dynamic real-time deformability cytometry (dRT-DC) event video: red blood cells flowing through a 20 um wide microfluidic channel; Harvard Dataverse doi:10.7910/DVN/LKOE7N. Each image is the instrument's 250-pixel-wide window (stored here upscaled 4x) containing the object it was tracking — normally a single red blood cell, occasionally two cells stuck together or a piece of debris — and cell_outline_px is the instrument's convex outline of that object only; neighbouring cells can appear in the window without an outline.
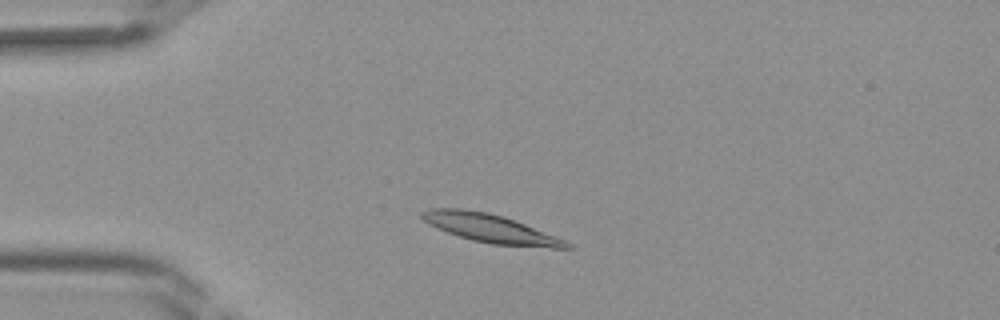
{"species": "Egyptian fruit bat (a non-hibernating species)", "species_latin": "Rousettus aegyptiacus", "temperature_condition": "room temperature", "stored_images_in_passage": 29, "camera_frame_rate_fps": 3000, "um_per_image_px": 0.085, "frame": {"image": 1, "passage_image": 5, "time_ms": 1.333, "image_size_px": [1000, 320], "cell_outline_px": [[572, 248], [552, 248], [492, 244], [472, 240], [436, 228], [428, 224], [420, 216], [420, 212], [432, 208], [464, 208], [488, 212], [504, 216], [556, 236], [572, 244]], "centroid_in_image_um": [41.67, 19.4], "position_along_channel_um": 43.3, "area_um2": 23.99}}
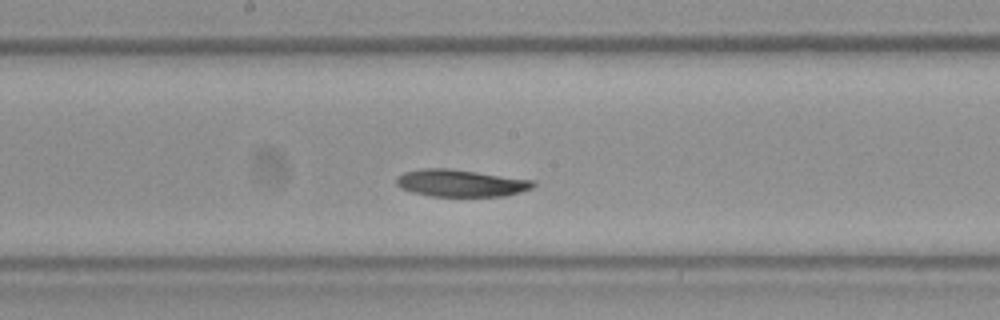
{"frame": {"image": 2, "passage_image": 17, "time_ms": 5.333, "image_size_px": [1000, 320], "cell_outline_px": [[536, 184], [532, 188], [520, 192], [504, 196], [432, 196], [412, 192], [400, 188], [396, 184], [396, 176], [404, 172], [424, 168], [448, 168], [532, 180]], "centroid_in_image_um": [39.12, 15.56], "position_along_channel_um": 209.1, "area_um2": 21.5}}
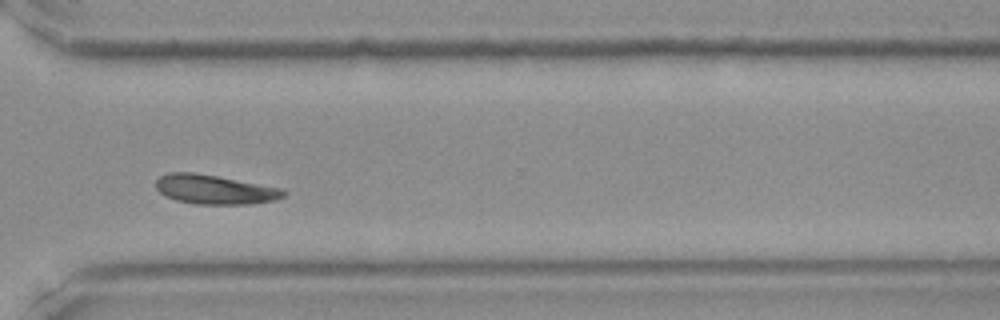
{"frame": {"image": 3, "passage_image": 26, "time_ms": 8.333, "image_size_px": [1000, 320], "cell_outline_px": [[288, 192], [284, 196], [276, 200], [252, 204], [196, 204], [176, 200], [164, 196], [156, 188], [156, 180], [160, 176], [168, 172], [196, 172], [284, 188]], "centroid_in_image_um": [18.28, 16.1], "position_along_channel_um": 352.3, "area_um2": 22.14}}